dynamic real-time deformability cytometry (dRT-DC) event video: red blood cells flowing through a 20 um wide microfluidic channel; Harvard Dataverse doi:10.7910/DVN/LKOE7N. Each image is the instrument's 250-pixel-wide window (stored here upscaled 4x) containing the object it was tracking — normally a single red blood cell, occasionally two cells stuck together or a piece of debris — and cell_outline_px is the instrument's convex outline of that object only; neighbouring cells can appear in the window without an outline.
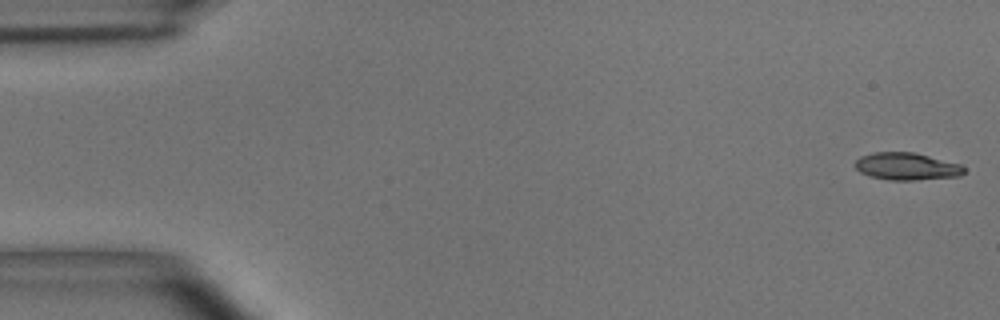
{"species": "common noctule bat (a hibernating species)", "species_latin": "Nyctalus noctula", "temperature_condition": "room temperature", "stored_images_in_passage": 54, "camera_frame_rate_fps": 3000, "um_per_image_px": 0.085, "animal": {"sex": "male", "body_mass_g": 15.6}, "frame": {"image": 1, "passage_image": 1, "time_ms": 0.0, "image_size_px": [1000, 320], "cell_outline_px": [[964, 172], [960, 176], [916, 180], [888, 180], [868, 176], [860, 172], [856, 168], [856, 160], [860, 156], [872, 152], [912, 152], [960, 164], [964, 168]], "centroid_in_image_um": [77.03, 14.15], "position_along_channel_um": 8.0, "area_um2": 17.28}}
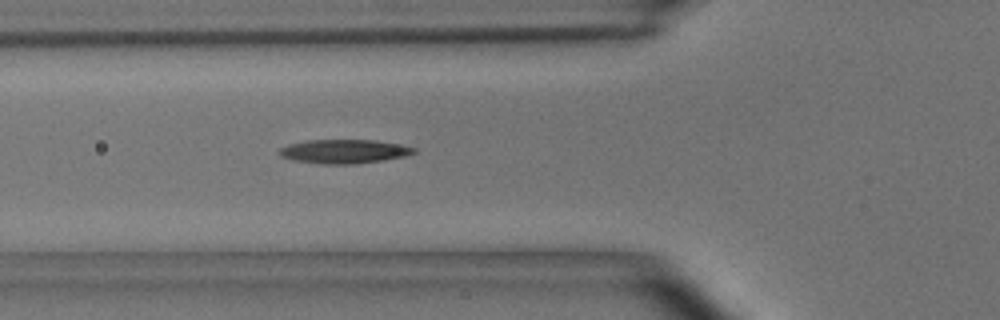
{"frame": {"image": 2, "passage_image": 19, "time_ms": 6.0, "image_size_px": [1000, 320], "cell_outline_px": [[416, 152], [404, 156], [384, 160], [356, 164], [320, 164], [292, 160], [280, 156], [276, 152], [280, 148], [288, 144], [308, 140], [376, 140], [400, 144], [416, 148]], "centroid_in_image_um": [29.21, 12.87], "position_along_channel_um": 96.6, "area_um2": 18.96}}
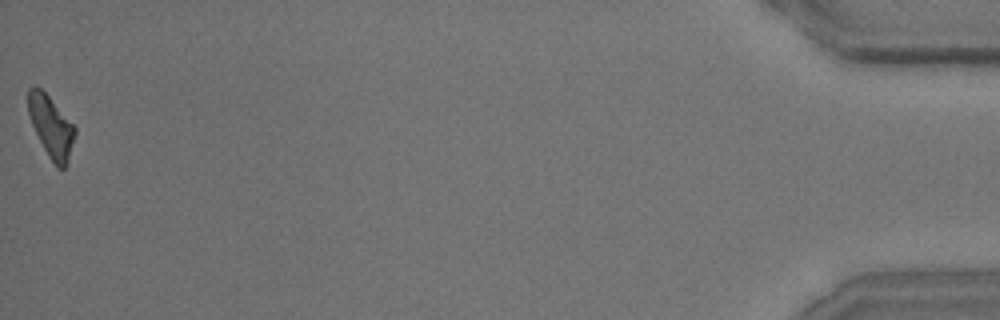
{"frame": {"image": 3, "passage_image": 54, "time_ms": 17.667, "image_size_px": [1000, 320], "cell_outline_px": [[76, 132], [68, 164], [64, 168], [56, 168], [48, 156], [32, 124], [28, 112], [28, 88], [32, 84], [36, 84], [48, 96], [76, 128]], "centroid_in_image_um": [4.34, 10.77], "position_along_channel_um": 430.9, "area_um2": 16.65}, "authors_computed_cell_mechanics": {"area_um2": 17.7446, "velocity_mm_per_s": 3.6786, "shape_relaxation_time_tau1_ms": 4.2864, "shape_relaxation_time_tau2_ms": 6.0589, "deformation_change_tau1": 0.1572, "deformation_change_tau2": 0.1778}}